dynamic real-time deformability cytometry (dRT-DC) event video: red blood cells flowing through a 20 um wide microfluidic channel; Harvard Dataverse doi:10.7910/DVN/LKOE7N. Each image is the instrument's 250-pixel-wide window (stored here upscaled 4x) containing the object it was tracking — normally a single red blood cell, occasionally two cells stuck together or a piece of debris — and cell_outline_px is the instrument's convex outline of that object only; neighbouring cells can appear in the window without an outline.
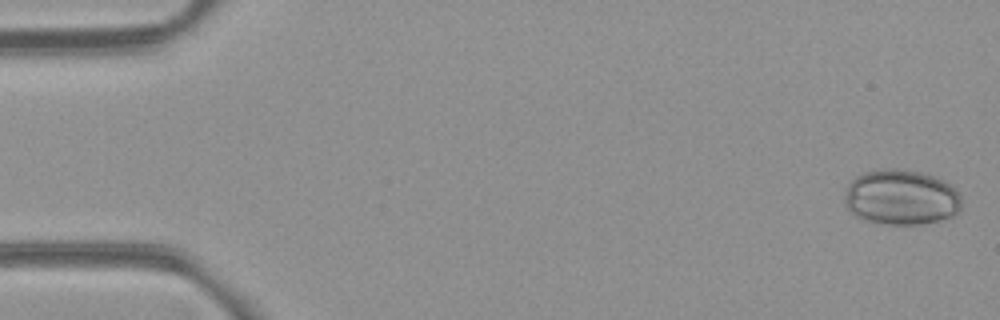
{"species": "common noctule bat (a hibernating species)", "species_latin": "Nyctalus noctula", "temperature_condition": "room temperature", "stored_images_in_passage": 5, "camera_frame_rate_fps": 3000, "um_per_image_px": 0.085, "animal": {"sex": "female", "body_mass_g": 21.9}, "frame": {"image": 1, "passage_image": 1, "time_ms": 0.0, "image_size_px": [1000, 320], "cell_outline_px": [[960, 208], [952, 216], [936, 220], [916, 224], [892, 224], [868, 220], [852, 212], [844, 204], [844, 200], [848, 184], [856, 176], [864, 172], [892, 168], [896, 168], [920, 172], [932, 176], [948, 184], [960, 196]], "centroid_in_image_um": [76.56, 16.75], "position_along_channel_um": 8.4, "area_um2": 36.76}}